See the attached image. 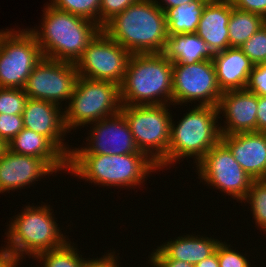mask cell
Listing matches in <instances>:
<instances>
[{
  "label": "cell",
  "mask_w": 266,
  "mask_h": 267,
  "mask_svg": "<svg viewBox=\"0 0 266 267\" xmlns=\"http://www.w3.org/2000/svg\"><path fill=\"white\" fill-rule=\"evenodd\" d=\"M131 54L164 53L167 25L164 10L152 0H139L101 29Z\"/></svg>",
  "instance_id": "1"
},
{
  "label": "cell",
  "mask_w": 266,
  "mask_h": 267,
  "mask_svg": "<svg viewBox=\"0 0 266 267\" xmlns=\"http://www.w3.org/2000/svg\"><path fill=\"white\" fill-rule=\"evenodd\" d=\"M172 75L173 62L164 53L131 54L120 85L122 106L172 105Z\"/></svg>",
  "instance_id": "2"
},
{
  "label": "cell",
  "mask_w": 266,
  "mask_h": 267,
  "mask_svg": "<svg viewBox=\"0 0 266 267\" xmlns=\"http://www.w3.org/2000/svg\"><path fill=\"white\" fill-rule=\"evenodd\" d=\"M41 29H29L44 58L75 63L101 28L94 22L48 4ZM41 31V32H40Z\"/></svg>",
  "instance_id": "3"
},
{
  "label": "cell",
  "mask_w": 266,
  "mask_h": 267,
  "mask_svg": "<svg viewBox=\"0 0 266 267\" xmlns=\"http://www.w3.org/2000/svg\"><path fill=\"white\" fill-rule=\"evenodd\" d=\"M69 170L76 177L95 185L133 188L143 184L146 176L158 171V167L146 154H98L70 155Z\"/></svg>",
  "instance_id": "4"
},
{
  "label": "cell",
  "mask_w": 266,
  "mask_h": 267,
  "mask_svg": "<svg viewBox=\"0 0 266 267\" xmlns=\"http://www.w3.org/2000/svg\"><path fill=\"white\" fill-rule=\"evenodd\" d=\"M52 210L46 204L25 206L23 212L13 216L6 233L8 242L1 249L21 261L25 254L34 258L66 244L68 237L61 234Z\"/></svg>",
  "instance_id": "5"
},
{
  "label": "cell",
  "mask_w": 266,
  "mask_h": 267,
  "mask_svg": "<svg viewBox=\"0 0 266 267\" xmlns=\"http://www.w3.org/2000/svg\"><path fill=\"white\" fill-rule=\"evenodd\" d=\"M216 106H196L188 111L178 125L171 120L167 166L180 158L194 157L198 163L206 153L221 141ZM217 124V125H216ZM176 126V127H175Z\"/></svg>",
  "instance_id": "6"
},
{
  "label": "cell",
  "mask_w": 266,
  "mask_h": 267,
  "mask_svg": "<svg viewBox=\"0 0 266 267\" xmlns=\"http://www.w3.org/2000/svg\"><path fill=\"white\" fill-rule=\"evenodd\" d=\"M120 86L105 80L78 77L73 94L64 111L69 131L91 124L121 111Z\"/></svg>",
  "instance_id": "7"
},
{
  "label": "cell",
  "mask_w": 266,
  "mask_h": 267,
  "mask_svg": "<svg viewBox=\"0 0 266 267\" xmlns=\"http://www.w3.org/2000/svg\"><path fill=\"white\" fill-rule=\"evenodd\" d=\"M168 105L121 106L135 144L158 169L167 167V151L170 143L171 113Z\"/></svg>",
  "instance_id": "8"
},
{
  "label": "cell",
  "mask_w": 266,
  "mask_h": 267,
  "mask_svg": "<svg viewBox=\"0 0 266 267\" xmlns=\"http://www.w3.org/2000/svg\"><path fill=\"white\" fill-rule=\"evenodd\" d=\"M0 37V88L24 89L43 55L29 29H5Z\"/></svg>",
  "instance_id": "9"
},
{
  "label": "cell",
  "mask_w": 266,
  "mask_h": 267,
  "mask_svg": "<svg viewBox=\"0 0 266 267\" xmlns=\"http://www.w3.org/2000/svg\"><path fill=\"white\" fill-rule=\"evenodd\" d=\"M131 53L102 30L89 42L75 62L78 76L122 84Z\"/></svg>",
  "instance_id": "10"
},
{
  "label": "cell",
  "mask_w": 266,
  "mask_h": 267,
  "mask_svg": "<svg viewBox=\"0 0 266 267\" xmlns=\"http://www.w3.org/2000/svg\"><path fill=\"white\" fill-rule=\"evenodd\" d=\"M196 165L198 178L237 202H242L246 197L254 180L236 162L232 152L222 141L213 146Z\"/></svg>",
  "instance_id": "11"
},
{
  "label": "cell",
  "mask_w": 266,
  "mask_h": 267,
  "mask_svg": "<svg viewBox=\"0 0 266 267\" xmlns=\"http://www.w3.org/2000/svg\"><path fill=\"white\" fill-rule=\"evenodd\" d=\"M172 79L173 105L197 100L200 106L217 107L222 91L212 59L192 64L173 63Z\"/></svg>",
  "instance_id": "12"
},
{
  "label": "cell",
  "mask_w": 266,
  "mask_h": 267,
  "mask_svg": "<svg viewBox=\"0 0 266 267\" xmlns=\"http://www.w3.org/2000/svg\"><path fill=\"white\" fill-rule=\"evenodd\" d=\"M78 77L75 63L43 57L28 77L24 91L28 98L61 106L62 101H70Z\"/></svg>",
  "instance_id": "13"
},
{
  "label": "cell",
  "mask_w": 266,
  "mask_h": 267,
  "mask_svg": "<svg viewBox=\"0 0 266 267\" xmlns=\"http://www.w3.org/2000/svg\"><path fill=\"white\" fill-rule=\"evenodd\" d=\"M91 124H94V127L92 126L93 130H90L87 137V147L72 149L70 155L145 154L137 148L129 125L121 112Z\"/></svg>",
  "instance_id": "14"
},
{
  "label": "cell",
  "mask_w": 266,
  "mask_h": 267,
  "mask_svg": "<svg viewBox=\"0 0 266 267\" xmlns=\"http://www.w3.org/2000/svg\"><path fill=\"white\" fill-rule=\"evenodd\" d=\"M61 110L65 109L55 103L28 98L22 113L23 126L47 137L69 158L72 149L63 142L68 131L64 123V111Z\"/></svg>",
  "instance_id": "15"
},
{
  "label": "cell",
  "mask_w": 266,
  "mask_h": 267,
  "mask_svg": "<svg viewBox=\"0 0 266 267\" xmlns=\"http://www.w3.org/2000/svg\"><path fill=\"white\" fill-rule=\"evenodd\" d=\"M257 108L258 96L247 89L223 92L217 105L226 118L225 126L219 124L221 135L256 132Z\"/></svg>",
  "instance_id": "16"
},
{
  "label": "cell",
  "mask_w": 266,
  "mask_h": 267,
  "mask_svg": "<svg viewBox=\"0 0 266 267\" xmlns=\"http://www.w3.org/2000/svg\"><path fill=\"white\" fill-rule=\"evenodd\" d=\"M53 172L56 173L44 159L14 153L7 148L0 157V193L23 189Z\"/></svg>",
  "instance_id": "17"
},
{
  "label": "cell",
  "mask_w": 266,
  "mask_h": 267,
  "mask_svg": "<svg viewBox=\"0 0 266 267\" xmlns=\"http://www.w3.org/2000/svg\"><path fill=\"white\" fill-rule=\"evenodd\" d=\"M221 141L254 180L266 179V132L222 135Z\"/></svg>",
  "instance_id": "18"
},
{
  "label": "cell",
  "mask_w": 266,
  "mask_h": 267,
  "mask_svg": "<svg viewBox=\"0 0 266 267\" xmlns=\"http://www.w3.org/2000/svg\"><path fill=\"white\" fill-rule=\"evenodd\" d=\"M232 9L231 0H209L202 11L196 34L212 55L230 47L228 23Z\"/></svg>",
  "instance_id": "19"
},
{
  "label": "cell",
  "mask_w": 266,
  "mask_h": 267,
  "mask_svg": "<svg viewBox=\"0 0 266 267\" xmlns=\"http://www.w3.org/2000/svg\"><path fill=\"white\" fill-rule=\"evenodd\" d=\"M219 89L223 92L246 89L255 64L238 47L212 55Z\"/></svg>",
  "instance_id": "20"
},
{
  "label": "cell",
  "mask_w": 266,
  "mask_h": 267,
  "mask_svg": "<svg viewBox=\"0 0 266 267\" xmlns=\"http://www.w3.org/2000/svg\"><path fill=\"white\" fill-rule=\"evenodd\" d=\"M7 146L14 153L44 159L56 173L68 171V158L47 137L32 130L23 128Z\"/></svg>",
  "instance_id": "21"
},
{
  "label": "cell",
  "mask_w": 266,
  "mask_h": 267,
  "mask_svg": "<svg viewBox=\"0 0 266 267\" xmlns=\"http://www.w3.org/2000/svg\"><path fill=\"white\" fill-rule=\"evenodd\" d=\"M200 235L179 236L175 240L169 239L164 245L158 246L157 250L166 258L184 261L193 265L198 264L205 258L212 255L218 243L217 239L212 237H197Z\"/></svg>",
  "instance_id": "22"
},
{
  "label": "cell",
  "mask_w": 266,
  "mask_h": 267,
  "mask_svg": "<svg viewBox=\"0 0 266 267\" xmlns=\"http://www.w3.org/2000/svg\"><path fill=\"white\" fill-rule=\"evenodd\" d=\"M164 54L173 63L192 64L212 59V54L196 33H184L168 36Z\"/></svg>",
  "instance_id": "23"
},
{
  "label": "cell",
  "mask_w": 266,
  "mask_h": 267,
  "mask_svg": "<svg viewBox=\"0 0 266 267\" xmlns=\"http://www.w3.org/2000/svg\"><path fill=\"white\" fill-rule=\"evenodd\" d=\"M209 0L181 3L165 11L167 34L196 33L202 11Z\"/></svg>",
  "instance_id": "24"
},
{
  "label": "cell",
  "mask_w": 266,
  "mask_h": 267,
  "mask_svg": "<svg viewBox=\"0 0 266 267\" xmlns=\"http://www.w3.org/2000/svg\"><path fill=\"white\" fill-rule=\"evenodd\" d=\"M266 19L258 14L233 7L228 23L229 45L238 47L265 25Z\"/></svg>",
  "instance_id": "25"
},
{
  "label": "cell",
  "mask_w": 266,
  "mask_h": 267,
  "mask_svg": "<svg viewBox=\"0 0 266 267\" xmlns=\"http://www.w3.org/2000/svg\"><path fill=\"white\" fill-rule=\"evenodd\" d=\"M71 243L68 241L59 248L39 253L34 259L42 261L41 267H87L89 258H83L81 254H78V249Z\"/></svg>",
  "instance_id": "26"
},
{
  "label": "cell",
  "mask_w": 266,
  "mask_h": 267,
  "mask_svg": "<svg viewBox=\"0 0 266 267\" xmlns=\"http://www.w3.org/2000/svg\"><path fill=\"white\" fill-rule=\"evenodd\" d=\"M257 227L266 233V179L253 180L246 197Z\"/></svg>",
  "instance_id": "27"
},
{
  "label": "cell",
  "mask_w": 266,
  "mask_h": 267,
  "mask_svg": "<svg viewBox=\"0 0 266 267\" xmlns=\"http://www.w3.org/2000/svg\"><path fill=\"white\" fill-rule=\"evenodd\" d=\"M101 0H51L54 8L85 18L99 26Z\"/></svg>",
  "instance_id": "28"
},
{
  "label": "cell",
  "mask_w": 266,
  "mask_h": 267,
  "mask_svg": "<svg viewBox=\"0 0 266 267\" xmlns=\"http://www.w3.org/2000/svg\"><path fill=\"white\" fill-rule=\"evenodd\" d=\"M27 99L24 89L0 88V114L22 115Z\"/></svg>",
  "instance_id": "29"
},
{
  "label": "cell",
  "mask_w": 266,
  "mask_h": 267,
  "mask_svg": "<svg viewBox=\"0 0 266 267\" xmlns=\"http://www.w3.org/2000/svg\"><path fill=\"white\" fill-rule=\"evenodd\" d=\"M240 49L256 64L266 63V25L253 34Z\"/></svg>",
  "instance_id": "30"
},
{
  "label": "cell",
  "mask_w": 266,
  "mask_h": 267,
  "mask_svg": "<svg viewBox=\"0 0 266 267\" xmlns=\"http://www.w3.org/2000/svg\"><path fill=\"white\" fill-rule=\"evenodd\" d=\"M230 247V248H229ZM217 255L219 267H250L249 260L241 253L231 249L226 242H220L217 245Z\"/></svg>",
  "instance_id": "31"
},
{
  "label": "cell",
  "mask_w": 266,
  "mask_h": 267,
  "mask_svg": "<svg viewBox=\"0 0 266 267\" xmlns=\"http://www.w3.org/2000/svg\"><path fill=\"white\" fill-rule=\"evenodd\" d=\"M139 0H101L99 10V27H102L115 15L123 12L128 6Z\"/></svg>",
  "instance_id": "32"
},
{
  "label": "cell",
  "mask_w": 266,
  "mask_h": 267,
  "mask_svg": "<svg viewBox=\"0 0 266 267\" xmlns=\"http://www.w3.org/2000/svg\"><path fill=\"white\" fill-rule=\"evenodd\" d=\"M23 128L22 115L0 114V138L7 144L19 134Z\"/></svg>",
  "instance_id": "33"
},
{
  "label": "cell",
  "mask_w": 266,
  "mask_h": 267,
  "mask_svg": "<svg viewBox=\"0 0 266 267\" xmlns=\"http://www.w3.org/2000/svg\"><path fill=\"white\" fill-rule=\"evenodd\" d=\"M246 89L257 96H266V63L254 66Z\"/></svg>",
  "instance_id": "34"
},
{
  "label": "cell",
  "mask_w": 266,
  "mask_h": 267,
  "mask_svg": "<svg viewBox=\"0 0 266 267\" xmlns=\"http://www.w3.org/2000/svg\"><path fill=\"white\" fill-rule=\"evenodd\" d=\"M233 7L255 13L266 19V0H231Z\"/></svg>",
  "instance_id": "35"
},
{
  "label": "cell",
  "mask_w": 266,
  "mask_h": 267,
  "mask_svg": "<svg viewBox=\"0 0 266 267\" xmlns=\"http://www.w3.org/2000/svg\"><path fill=\"white\" fill-rule=\"evenodd\" d=\"M160 267H194L193 264L173 259H166L157 249L150 254V257Z\"/></svg>",
  "instance_id": "36"
},
{
  "label": "cell",
  "mask_w": 266,
  "mask_h": 267,
  "mask_svg": "<svg viewBox=\"0 0 266 267\" xmlns=\"http://www.w3.org/2000/svg\"><path fill=\"white\" fill-rule=\"evenodd\" d=\"M102 256L101 258L97 257L96 259L93 258L89 260L87 267H119V263L117 262L118 256L115 255V251L111 253L108 252L106 255L104 254Z\"/></svg>",
  "instance_id": "37"
},
{
  "label": "cell",
  "mask_w": 266,
  "mask_h": 267,
  "mask_svg": "<svg viewBox=\"0 0 266 267\" xmlns=\"http://www.w3.org/2000/svg\"><path fill=\"white\" fill-rule=\"evenodd\" d=\"M257 132H266V96H258Z\"/></svg>",
  "instance_id": "38"
},
{
  "label": "cell",
  "mask_w": 266,
  "mask_h": 267,
  "mask_svg": "<svg viewBox=\"0 0 266 267\" xmlns=\"http://www.w3.org/2000/svg\"><path fill=\"white\" fill-rule=\"evenodd\" d=\"M19 261L8 252L0 250V267H16Z\"/></svg>",
  "instance_id": "39"
},
{
  "label": "cell",
  "mask_w": 266,
  "mask_h": 267,
  "mask_svg": "<svg viewBox=\"0 0 266 267\" xmlns=\"http://www.w3.org/2000/svg\"><path fill=\"white\" fill-rule=\"evenodd\" d=\"M194 267H219L218 255H217V247L215 252L209 257L205 258L198 264L194 265Z\"/></svg>",
  "instance_id": "40"
},
{
  "label": "cell",
  "mask_w": 266,
  "mask_h": 267,
  "mask_svg": "<svg viewBox=\"0 0 266 267\" xmlns=\"http://www.w3.org/2000/svg\"><path fill=\"white\" fill-rule=\"evenodd\" d=\"M152 1H154L165 12L168 8H174L176 6H179L181 3H190V2H193L195 0H161L162 1L161 3H163V4H161L157 0H152Z\"/></svg>",
  "instance_id": "41"
},
{
  "label": "cell",
  "mask_w": 266,
  "mask_h": 267,
  "mask_svg": "<svg viewBox=\"0 0 266 267\" xmlns=\"http://www.w3.org/2000/svg\"><path fill=\"white\" fill-rule=\"evenodd\" d=\"M7 148V143L0 138V157L6 152Z\"/></svg>",
  "instance_id": "42"
},
{
  "label": "cell",
  "mask_w": 266,
  "mask_h": 267,
  "mask_svg": "<svg viewBox=\"0 0 266 267\" xmlns=\"http://www.w3.org/2000/svg\"><path fill=\"white\" fill-rule=\"evenodd\" d=\"M149 261V263H150V265L152 266V267H160L154 260H152L151 258L148 260Z\"/></svg>",
  "instance_id": "43"
},
{
  "label": "cell",
  "mask_w": 266,
  "mask_h": 267,
  "mask_svg": "<svg viewBox=\"0 0 266 267\" xmlns=\"http://www.w3.org/2000/svg\"><path fill=\"white\" fill-rule=\"evenodd\" d=\"M4 33V30H0V37H1V35Z\"/></svg>",
  "instance_id": "44"
}]
</instances>
